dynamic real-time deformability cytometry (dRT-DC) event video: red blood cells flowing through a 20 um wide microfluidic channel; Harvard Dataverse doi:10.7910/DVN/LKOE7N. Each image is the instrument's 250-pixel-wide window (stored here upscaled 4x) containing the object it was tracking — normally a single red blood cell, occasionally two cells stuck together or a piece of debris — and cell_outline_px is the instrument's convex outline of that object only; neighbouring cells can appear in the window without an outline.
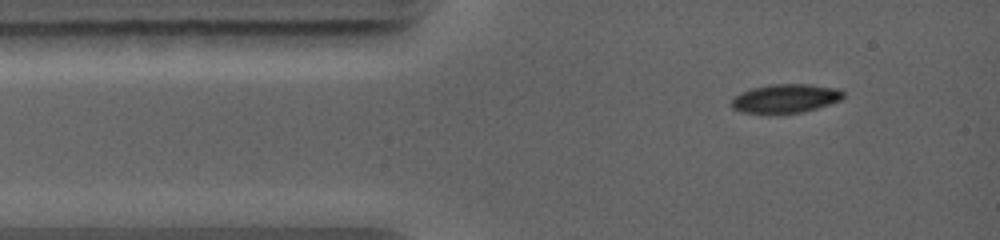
{"species": "common noctule bat (a hibernating species)", "species_latin": "Nyctalus noctula", "temperature_condition": "warm", "stored_images_in_passage": 7, "camera_frame_rate_fps": 5000, "um_per_image_px": 0.085, "animal": {"sex": "female", "body_mass_g": 19.0, "forearm_length_mm": 56.7}, "frame": {"image": 1, "passage_image": 1, "time_ms": 0.0, "image_size_px": [1000, 240], "cell_outline_px": [[844, 96], [840, 100], [816, 108], [800, 112], [740, 112], [732, 108], [732, 96], [740, 92], [752, 88], [768, 84], [808, 84], [836, 88], [844, 92]], "centroid_in_image_um": [66.73, 8.34], "position_along_channel_um": 18.3, "area_um2": 18.44}}
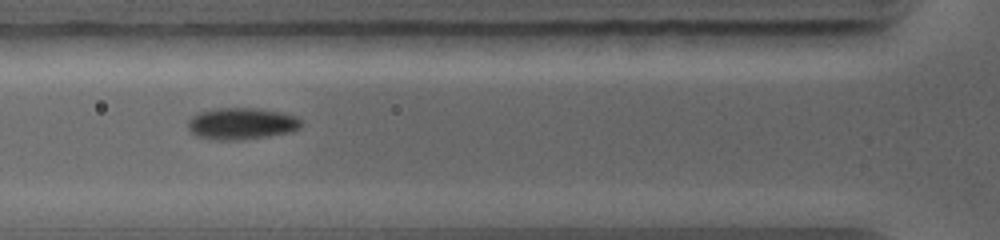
{"frame": {"image": 2, "passage_image": 4, "time_ms": 2.6, "image_size_px": [1000, 240], "cell_outline_px": [[304, 124], [300, 128], [292, 132], [268, 136], [240, 140], [216, 140], [196, 136], [188, 128], [188, 120], [196, 112], [212, 108], [256, 108], [284, 112], [296, 116]], "centroid_in_image_um": [20.54, 10.5], "position_along_channel_um": 105.3, "area_um2": 21.33}}
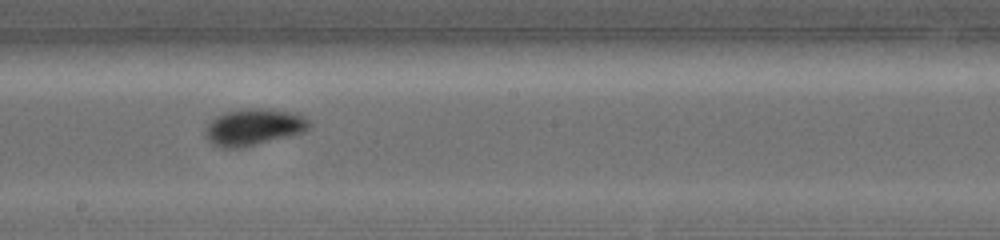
{"frame": {"image": 3, "passage_image": 7, "time_ms": 5.2, "image_size_px": [1000, 240], "cell_outline_px": [[312, 124], [308, 128], [300, 132], [288, 136], [240, 148], [224, 148], [212, 144], [204, 136], [204, 128], [216, 116], [224, 112], [244, 108], [268, 108], [288, 112], [304, 116]], "centroid_in_image_um": [21.5, 10.79], "position_along_channel_um": 226.7, "area_um2": 22.08}}